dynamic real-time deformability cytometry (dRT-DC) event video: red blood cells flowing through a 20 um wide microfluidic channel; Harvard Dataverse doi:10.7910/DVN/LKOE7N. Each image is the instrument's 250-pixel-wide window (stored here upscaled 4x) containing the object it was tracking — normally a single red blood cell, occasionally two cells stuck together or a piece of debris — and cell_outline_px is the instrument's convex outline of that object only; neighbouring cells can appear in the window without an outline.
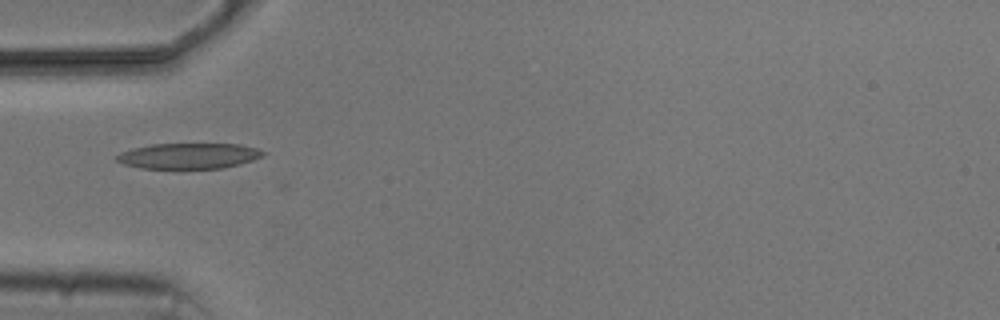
{"species": "common noctule bat (a hibernating species)", "species_latin": "Nyctalus noctula", "temperature_condition": "cold", "stored_images_in_passage": 6, "camera_frame_rate_fps": 3000, "um_per_image_px": 0.085, "animal": {"sex": "male", "body_mass_g": 20.5, "forearm_length_mm": 52.5}, "frame": {"image": 1, "passage_image": 4, "time_ms": 5.0, "image_size_px": [1000, 320], "cell_outline_px": [[268, 152], [264, 156], [240, 164], [224, 168], [140, 168], [124, 164], [116, 160], [112, 156], [120, 152], [132, 148], [152, 144], [240, 144], [256, 148]], "centroid_in_image_um": [16.03, 13.25], "position_along_channel_um": 69.0, "area_um2": 22.02}}
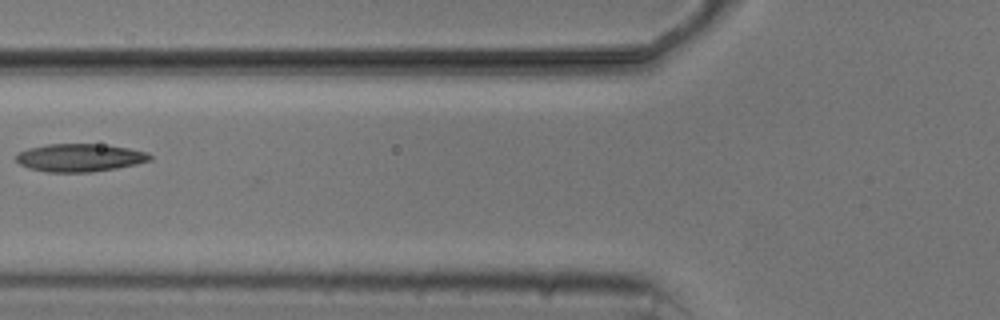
{"frame": {"image": 2, "passage_image": 5, "time_ms": 6.333, "image_size_px": [1000, 320], "cell_outline_px": [[152, 160], [136, 164], [116, 168], [92, 172], [48, 172], [28, 168], [20, 164], [16, 160], [16, 156], [20, 152], [28, 148], [48, 144], [100, 144], [128, 148], [148, 152], [152, 156]], "centroid_in_image_um": [6.8, 13.4], "position_along_channel_um": 119.0, "area_um2": 21.73}}
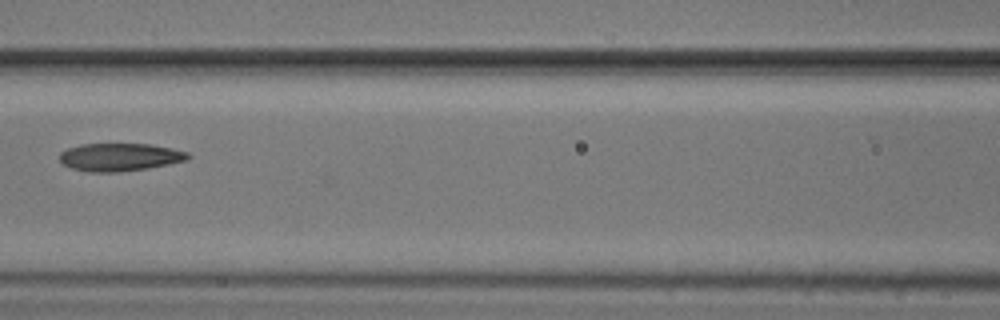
{"frame": {"image": 3, "passage_image": 6, "time_ms": 7.333, "image_size_px": [1000, 320], "cell_outline_px": [[192, 156], [188, 160], [148, 168], [120, 172], [88, 172], [72, 168], [64, 164], [60, 160], [60, 152], [68, 148], [80, 144], [152, 144], [172, 148], [188, 152]], "centroid_in_image_um": [10.21, 13.35], "position_along_channel_um": 156.4, "area_um2": 20.92}}